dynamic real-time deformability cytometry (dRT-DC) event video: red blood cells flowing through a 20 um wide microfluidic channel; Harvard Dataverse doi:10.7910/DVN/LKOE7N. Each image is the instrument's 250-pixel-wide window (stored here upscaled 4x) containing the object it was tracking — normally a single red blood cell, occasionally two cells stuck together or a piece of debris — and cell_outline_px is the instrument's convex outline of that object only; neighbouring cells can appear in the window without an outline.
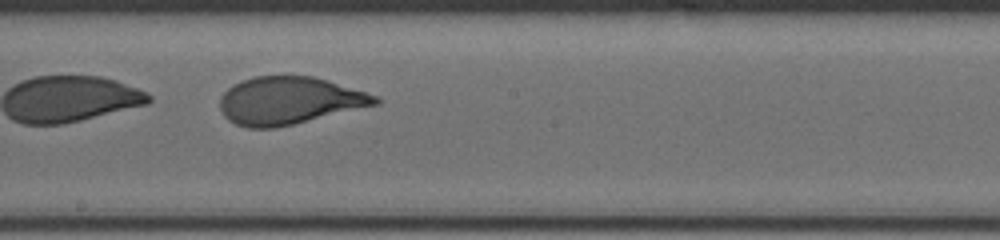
{"species": "human", "species_latin": "Homo sapiens", "temperature_condition": "cold", "stored_images_in_passage": 29, "camera_frame_rate_fps": 3000, "um_per_image_px": 0.085, "donor": {"sex": "male"}, "frame": {"image": 1, "passage_image": 25, "time_ms": 8.0, "image_size_px": [1000, 240], "cell_outline_px": [[380, 104], [276, 128], [248, 128], [236, 124], [228, 120], [224, 116], [220, 108], [220, 96], [232, 84], [240, 80], [252, 76], [312, 76], [328, 80], [380, 96]], "centroid_in_image_um": [24.58, 8.55], "position_along_channel_um": 223.6, "area_um2": 43.35}}